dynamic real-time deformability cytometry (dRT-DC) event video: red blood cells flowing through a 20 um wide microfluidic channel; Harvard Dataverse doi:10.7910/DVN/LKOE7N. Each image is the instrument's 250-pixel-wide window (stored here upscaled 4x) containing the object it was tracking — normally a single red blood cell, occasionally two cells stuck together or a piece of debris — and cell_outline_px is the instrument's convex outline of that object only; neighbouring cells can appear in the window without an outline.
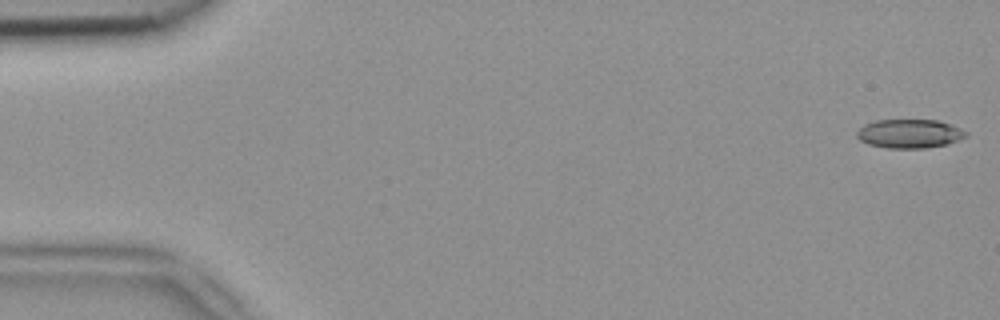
{"species": "common noctule bat (a hibernating species)", "species_latin": "Nyctalus noctula", "temperature_condition": "room temperature", "stored_images_in_passage": 49, "camera_frame_rate_fps": 3000, "um_per_image_px": 0.085, "animal": {"sex": "female", "body_mass_g": 18.4}, "frame": {"image": 1, "passage_image": 1, "time_ms": 0.0, "image_size_px": [1000, 320], "cell_outline_px": [[968, 136], [944, 144], [924, 148], [888, 148], [868, 144], [860, 140], [856, 136], [856, 132], [864, 124], [876, 120], [936, 120], [960, 128], [968, 132]], "centroid_in_image_um": [77.27, 11.36], "position_along_channel_um": 7.7, "area_um2": 18.15}}
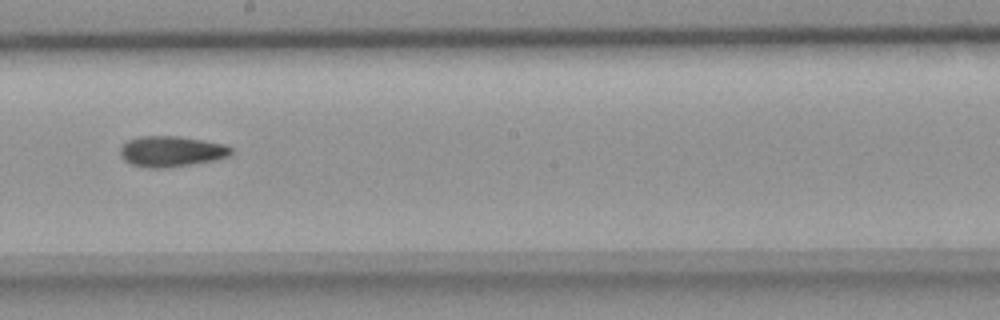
{"frame": {"image": 2, "passage_image": 29, "time_ms": 9.333, "image_size_px": [1000, 320], "cell_outline_px": [[232, 152], [228, 156], [216, 160], [168, 168], [148, 168], [132, 164], [124, 160], [120, 156], [120, 148], [128, 140], [136, 136], [180, 136], [224, 144], [232, 148]], "centroid_in_image_um": [14.55, 12.87], "position_along_channel_um": 233.7, "area_um2": 19.94}}
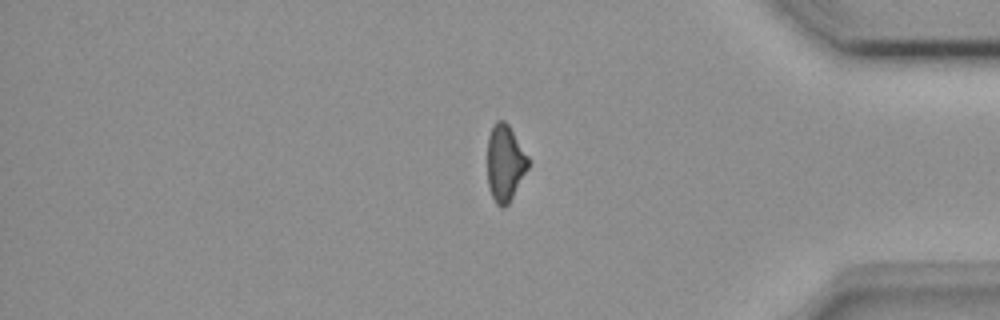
{"frame": {"image": 3, "passage_image": 43, "time_ms": 14.0, "image_size_px": [1000, 320], "cell_outline_px": [[528, 168], [508, 204], [504, 208], [500, 208], [496, 204], [488, 188], [488, 136], [492, 124], [496, 120], [504, 120], [508, 124], [528, 156]], "centroid_in_image_um": [42.91, 13.85], "position_along_channel_um": 392.3, "area_um2": 18.15}, "authors_computed_cell_mechanics": {"area_um2": 19.1318, "velocity_mm_per_s": 3.9338, "shape_relaxation_time_tau1_ms": null, "shape_relaxation_time_tau2_ms": 7.1283, "deformation_change_tau1": null, "deformation_change_tau2": 0.1709}}